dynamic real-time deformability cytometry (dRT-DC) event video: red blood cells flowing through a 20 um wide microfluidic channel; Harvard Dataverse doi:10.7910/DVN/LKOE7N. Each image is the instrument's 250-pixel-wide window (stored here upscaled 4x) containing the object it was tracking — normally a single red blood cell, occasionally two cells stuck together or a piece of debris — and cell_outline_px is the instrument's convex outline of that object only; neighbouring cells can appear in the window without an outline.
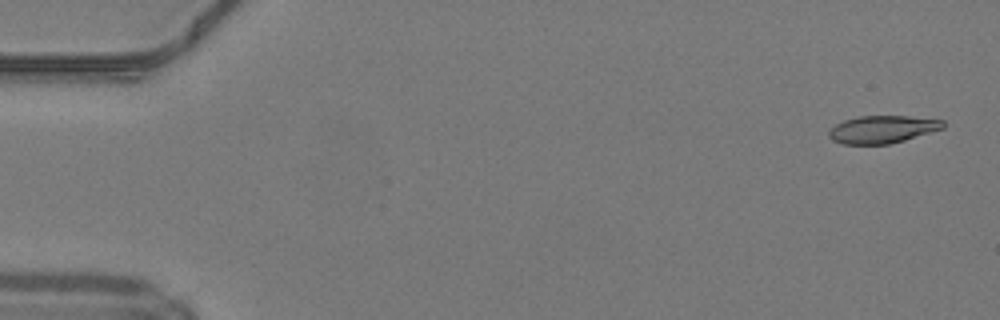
{"species": "common noctule bat (a hibernating species)", "species_latin": "Nyctalus noctula", "temperature_condition": "warm", "stored_images_in_passage": 48, "camera_frame_rate_fps": 3000, "um_per_image_px": 0.085, "animal": {"sex": "male", "body_mass_g": 19.2, "forearm_length_mm": 51.8}, "frame": {"image": 1, "passage_image": 1, "time_ms": 0.0, "image_size_px": [1000, 320], "cell_outline_px": [[944, 128], [904, 140], [888, 144], [844, 144], [832, 140], [828, 136], [828, 132], [836, 124], [844, 120], [860, 116], [908, 116], [944, 120]], "centroid_in_image_um": [75.0, 10.99], "position_along_channel_um": 10.0, "area_um2": 18.21}}
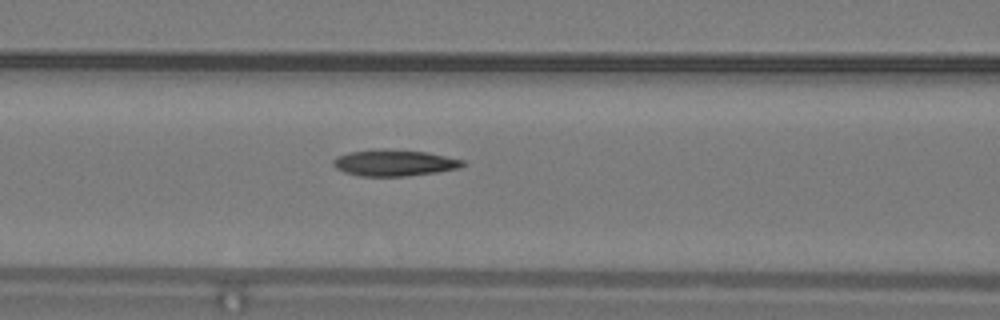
{"frame": {"image": 2, "passage_image": 20, "time_ms": 6.333, "image_size_px": [1000, 320], "cell_outline_px": [[464, 164], [460, 168], [436, 172], [404, 176], [360, 176], [344, 172], [336, 168], [332, 164], [332, 160], [336, 156], [348, 152], [428, 152], [464, 160]], "centroid_in_image_um": [33.52, 13.89], "position_along_channel_um": 133.1, "area_um2": 18.84}}
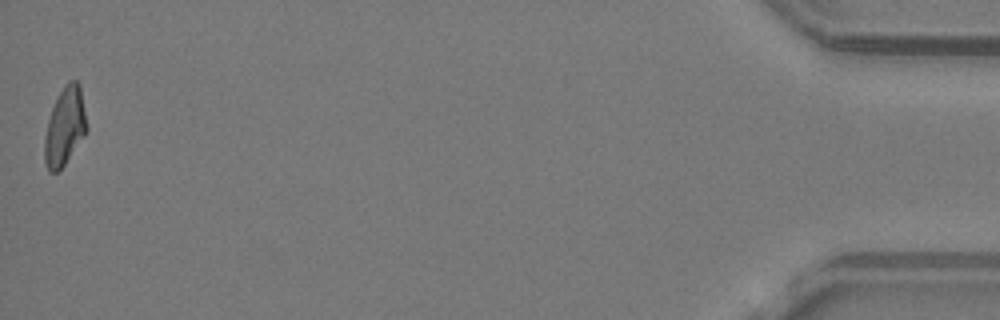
{"frame": {"image": 3, "passage_image": 48, "time_ms": 15.667, "image_size_px": [1000, 320], "cell_outline_px": [[88, 128], [84, 136], [64, 164], [56, 172], [48, 172], [44, 164], [44, 136], [48, 120], [52, 108], [64, 84], [68, 80], [76, 80], [80, 84]], "centroid_in_image_um": [5.5, 10.74], "position_along_channel_um": 429.7, "area_um2": 19.19}, "authors_computed_cell_mechanics": {"area_um2": 19.5364, "velocity_mm_per_s": 4.2168, "shape_relaxation_time_tau1_ms": null, "shape_relaxation_time_tau2_ms": 4.3204, "deformation_change_tau1": null, "deformation_change_tau2": 0.1241}}